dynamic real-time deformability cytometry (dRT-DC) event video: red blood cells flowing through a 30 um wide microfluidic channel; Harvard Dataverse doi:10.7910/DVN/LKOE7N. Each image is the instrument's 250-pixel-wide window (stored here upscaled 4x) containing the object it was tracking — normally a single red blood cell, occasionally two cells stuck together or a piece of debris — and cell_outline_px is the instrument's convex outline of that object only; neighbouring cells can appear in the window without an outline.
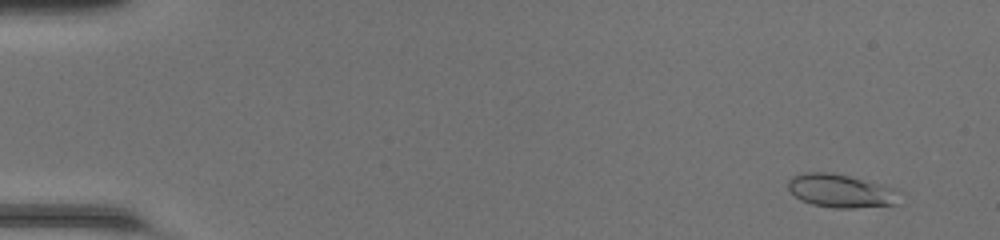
{"species": "common noctule bat (a hibernating species)", "species_latin": "Nyctalus noctula", "temperature_condition": "room temperature", "stored_images_in_passage": 49, "camera_frame_rate_fps": 3000, "um_per_image_px": 0.085, "animal": {"sex": "female", "body_mass_g": 20.0, "forearm_length_mm": 54.0}, "frame": {"image": 1, "passage_image": 4, "time_ms": 1.0, "image_size_px": [1000, 240], "cell_outline_px": [[904, 204], [852, 208], [832, 208], [812, 204], [800, 200], [788, 188], [788, 180], [792, 176], [804, 172], [832, 172], [884, 184], [896, 188], [904, 192]], "centroid_in_image_um": [71.62, 16.23], "position_along_channel_um": 13.4, "area_um2": 22.54}}
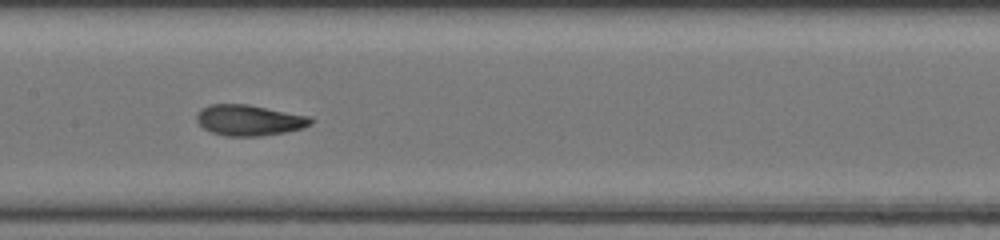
{"frame": {"image": 2, "passage_image": 26, "time_ms": 8.333, "image_size_px": [1000, 240], "cell_outline_px": [[316, 120], [312, 124], [304, 128], [284, 132], [260, 136], [228, 136], [212, 132], [204, 128], [196, 120], [196, 112], [200, 108], [208, 104], [248, 104], [308, 116]], "centroid_in_image_um": [21.17, 10.21], "position_along_channel_um": 186.2, "area_um2": 20.58}}
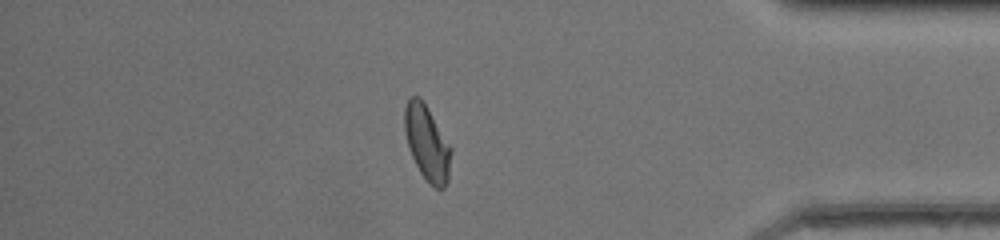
{"frame": {"image": 3, "passage_image": 43, "time_ms": 14.0, "image_size_px": [1000, 240], "cell_outline_px": [[452, 152], [448, 180], [444, 188], [436, 188], [420, 172], [412, 156], [404, 132], [404, 108], [408, 96], [420, 96], [452, 148]], "centroid_in_image_um": [36.29, 12.11], "position_along_channel_um": 398.9, "area_um2": 20.11}, "authors_computed_cell_mechanics": {"area_um2": 20.1144, "velocity_mm_per_s": 4.291, "shape_relaxation_time_tau1_ms": 4.9168, "shape_relaxation_time_tau2_ms": 0.949, "deformation_change_tau1": 0.1752, "deformation_change_tau2": 0.0569}}